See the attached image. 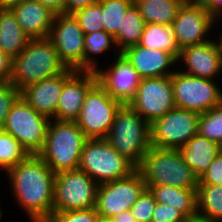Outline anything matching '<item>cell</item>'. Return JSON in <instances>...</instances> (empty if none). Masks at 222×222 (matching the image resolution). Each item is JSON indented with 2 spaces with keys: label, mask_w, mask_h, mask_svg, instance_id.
I'll use <instances>...</instances> for the list:
<instances>
[{
  "label": "cell",
  "mask_w": 222,
  "mask_h": 222,
  "mask_svg": "<svg viewBox=\"0 0 222 222\" xmlns=\"http://www.w3.org/2000/svg\"><path fill=\"white\" fill-rule=\"evenodd\" d=\"M145 189L138 169L125 178L98 184L95 210L99 216L113 218L129 211Z\"/></svg>",
  "instance_id": "8fae6325"
},
{
  "label": "cell",
  "mask_w": 222,
  "mask_h": 222,
  "mask_svg": "<svg viewBox=\"0 0 222 222\" xmlns=\"http://www.w3.org/2000/svg\"><path fill=\"white\" fill-rule=\"evenodd\" d=\"M97 83L95 71L76 70L64 83L53 119L75 121L88 91Z\"/></svg>",
  "instance_id": "d6986e66"
},
{
  "label": "cell",
  "mask_w": 222,
  "mask_h": 222,
  "mask_svg": "<svg viewBox=\"0 0 222 222\" xmlns=\"http://www.w3.org/2000/svg\"><path fill=\"white\" fill-rule=\"evenodd\" d=\"M50 120L20 96L9 111L2 130L13 135L29 154H38L43 149Z\"/></svg>",
  "instance_id": "ba28073f"
},
{
  "label": "cell",
  "mask_w": 222,
  "mask_h": 222,
  "mask_svg": "<svg viewBox=\"0 0 222 222\" xmlns=\"http://www.w3.org/2000/svg\"><path fill=\"white\" fill-rule=\"evenodd\" d=\"M129 105L152 124L175 108L171 76L143 78Z\"/></svg>",
  "instance_id": "9a60e30c"
},
{
  "label": "cell",
  "mask_w": 222,
  "mask_h": 222,
  "mask_svg": "<svg viewBox=\"0 0 222 222\" xmlns=\"http://www.w3.org/2000/svg\"><path fill=\"white\" fill-rule=\"evenodd\" d=\"M179 63L184 67L182 72L204 79L216 80L222 73V56L214 39L181 49Z\"/></svg>",
  "instance_id": "e0dca14e"
},
{
  "label": "cell",
  "mask_w": 222,
  "mask_h": 222,
  "mask_svg": "<svg viewBox=\"0 0 222 222\" xmlns=\"http://www.w3.org/2000/svg\"><path fill=\"white\" fill-rule=\"evenodd\" d=\"M105 139L138 168L151 147V124L129 104L121 105Z\"/></svg>",
  "instance_id": "5b68a950"
},
{
  "label": "cell",
  "mask_w": 222,
  "mask_h": 222,
  "mask_svg": "<svg viewBox=\"0 0 222 222\" xmlns=\"http://www.w3.org/2000/svg\"><path fill=\"white\" fill-rule=\"evenodd\" d=\"M184 222H216V221L211 220V219H207L206 217L196 214L194 216L186 218V220Z\"/></svg>",
  "instance_id": "f6af8a7d"
},
{
  "label": "cell",
  "mask_w": 222,
  "mask_h": 222,
  "mask_svg": "<svg viewBox=\"0 0 222 222\" xmlns=\"http://www.w3.org/2000/svg\"><path fill=\"white\" fill-rule=\"evenodd\" d=\"M111 62L107 68L99 66L95 70L97 82L113 99L122 105L129 104L135 97L142 78L122 53H114Z\"/></svg>",
  "instance_id": "2e32d148"
},
{
  "label": "cell",
  "mask_w": 222,
  "mask_h": 222,
  "mask_svg": "<svg viewBox=\"0 0 222 222\" xmlns=\"http://www.w3.org/2000/svg\"><path fill=\"white\" fill-rule=\"evenodd\" d=\"M84 71H95L98 69V60L95 56L117 50L114 37L104 30L85 34L84 36ZM116 49V51H115ZM93 55V56H92ZM95 58V59H94Z\"/></svg>",
  "instance_id": "83f0119b"
},
{
  "label": "cell",
  "mask_w": 222,
  "mask_h": 222,
  "mask_svg": "<svg viewBox=\"0 0 222 222\" xmlns=\"http://www.w3.org/2000/svg\"><path fill=\"white\" fill-rule=\"evenodd\" d=\"M121 105L97 82L86 94L75 123L88 139L106 138Z\"/></svg>",
  "instance_id": "30bf717a"
},
{
  "label": "cell",
  "mask_w": 222,
  "mask_h": 222,
  "mask_svg": "<svg viewBox=\"0 0 222 222\" xmlns=\"http://www.w3.org/2000/svg\"><path fill=\"white\" fill-rule=\"evenodd\" d=\"M97 222H114L112 218L98 216Z\"/></svg>",
  "instance_id": "7dc6e473"
},
{
  "label": "cell",
  "mask_w": 222,
  "mask_h": 222,
  "mask_svg": "<svg viewBox=\"0 0 222 222\" xmlns=\"http://www.w3.org/2000/svg\"><path fill=\"white\" fill-rule=\"evenodd\" d=\"M158 203L171 206L186 218L197 214V191L173 186H150L148 188Z\"/></svg>",
  "instance_id": "cb8c5ba5"
},
{
  "label": "cell",
  "mask_w": 222,
  "mask_h": 222,
  "mask_svg": "<svg viewBox=\"0 0 222 222\" xmlns=\"http://www.w3.org/2000/svg\"><path fill=\"white\" fill-rule=\"evenodd\" d=\"M19 97L20 91L10 81L0 82V129L4 126L9 111Z\"/></svg>",
  "instance_id": "d590c367"
},
{
  "label": "cell",
  "mask_w": 222,
  "mask_h": 222,
  "mask_svg": "<svg viewBox=\"0 0 222 222\" xmlns=\"http://www.w3.org/2000/svg\"><path fill=\"white\" fill-rule=\"evenodd\" d=\"M218 35H219V37L216 38V39L214 38V40L216 41V44H217L218 49H219V52H220V54L222 56V33H221V36H220V33Z\"/></svg>",
  "instance_id": "bcb514c9"
},
{
  "label": "cell",
  "mask_w": 222,
  "mask_h": 222,
  "mask_svg": "<svg viewBox=\"0 0 222 222\" xmlns=\"http://www.w3.org/2000/svg\"><path fill=\"white\" fill-rule=\"evenodd\" d=\"M25 0H0V9H12Z\"/></svg>",
  "instance_id": "ee69618b"
},
{
  "label": "cell",
  "mask_w": 222,
  "mask_h": 222,
  "mask_svg": "<svg viewBox=\"0 0 222 222\" xmlns=\"http://www.w3.org/2000/svg\"><path fill=\"white\" fill-rule=\"evenodd\" d=\"M156 201L149 189H145L130 209L138 222H151Z\"/></svg>",
  "instance_id": "836d02e7"
},
{
  "label": "cell",
  "mask_w": 222,
  "mask_h": 222,
  "mask_svg": "<svg viewBox=\"0 0 222 222\" xmlns=\"http://www.w3.org/2000/svg\"><path fill=\"white\" fill-rule=\"evenodd\" d=\"M76 70L67 68L63 73L27 85L20 96L38 113L53 119L56 114L63 83Z\"/></svg>",
  "instance_id": "ac0fdd59"
},
{
  "label": "cell",
  "mask_w": 222,
  "mask_h": 222,
  "mask_svg": "<svg viewBox=\"0 0 222 222\" xmlns=\"http://www.w3.org/2000/svg\"><path fill=\"white\" fill-rule=\"evenodd\" d=\"M145 24L138 8L133 4L127 10L119 26L118 34L114 37L120 53L130 46L139 44Z\"/></svg>",
  "instance_id": "4316f807"
},
{
  "label": "cell",
  "mask_w": 222,
  "mask_h": 222,
  "mask_svg": "<svg viewBox=\"0 0 222 222\" xmlns=\"http://www.w3.org/2000/svg\"><path fill=\"white\" fill-rule=\"evenodd\" d=\"M2 217H3V211L2 208L0 207V220H2Z\"/></svg>",
  "instance_id": "c3c4849f"
},
{
  "label": "cell",
  "mask_w": 222,
  "mask_h": 222,
  "mask_svg": "<svg viewBox=\"0 0 222 222\" xmlns=\"http://www.w3.org/2000/svg\"><path fill=\"white\" fill-rule=\"evenodd\" d=\"M29 40L12 9H0V50L12 59L26 48Z\"/></svg>",
  "instance_id": "603a6c76"
},
{
  "label": "cell",
  "mask_w": 222,
  "mask_h": 222,
  "mask_svg": "<svg viewBox=\"0 0 222 222\" xmlns=\"http://www.w3.org/2000/svg\"><path fill=\"white\" fill-rule=\"evenodd\" d=\"M48 8L55 15L65 13L66 0H36Z\"/></svg>",
  "instance_id": "b9f144b4"
},
{
  "label": "cell",
  "mask_w": 222,
  "mask_h": 222,
  "mask_svg": "<svg viewBox=\"0 0 222 222\" xmlns=\"http://www.w3.org/2000/svg\"><path fill=\"white\" fill-rule=\"evenodd\" d=\"M186 0H134L145 23L171 26Z\"/></svg>",
  "instance_id": "d4e9b609"
},
{
  "label": "cell",
  "mask_w": 222,
  "mask_h": 222,
  "mask_svg": "<svg viewBox=\"0 0 222 222\" xmlns=\"http://www.w3.org/2000/svg\"><path fill=\"white\" fill-rule=\"evenodd\" d=\"M84 36L73 14H57L48 38L66 68L84 70Z\"/></svg>",
  "instance_id": "5bb4252c"
},
{
  "label": "cell",
  "mask_w": 222,
  "mask_h": 222,
  "mask_svg": "<svg viewBox=\"0 0 222 222\" xmlns=\"http://www.w3.org/2000/svg\"><path fill=\"white\" fill-rule=\"evenodd\" d=\"M66 69L48 37L30 39L26 48L12 58L10 82L20 91L29 84L61 74Z\"/></svg>",
  "instance_id": "7a4b0ae2"
},
{
  "label": "cell",
  "mask_w": 222,
  "mask_h": 222,
  "mask_svg": "<svg viewBox=\"0 0 222 222\" xmlns=\"http://www.w3.org/2000/svg\"><path fill=\"white\" fill-rule=\"evenodd\" d=\"M98 184L83 170L56 173L53 212L95 208Z\"/></svg>",
  "instance_id": "9c48e42d"
},
{
  "label": "cell",
  "mask_w": 222,
  "mask_h": 222,
  "mask_svg": "<svg viewBox=\"0 0 222 222\" xmlns=\"http://www.w3.org/2000/svg\"><path fill=\"white\" fill-rule=\"evenodd\" d=\"M216 20L198 0H186L171 24L180 49L212 40ZM210 34V37H209ZM210 39H209V38Z\"/></svg>",
  "instance_id": "4fadbf2b"
},
{
  "label": "cell",
  "mask_w": 222,
  "mask_h": 222,
  "mask_svg": "<svg viewBox=\"0 0 222 222\" xmlns=\"http://www.w3.org/2000/svg\"><path fill=\"white\" fill-rule=\"evenodd\" d=\"M87 139L75 121L51 119L43 149L38 155L55 174L78 169Z\"/></svg>",
  "instance_id": "3957f363"
},
{
  "label": "cell",
  "mask_w": 222,
  "mask_h": 222,
  "mask_svg": "<svg viewBox=\"0 0 222 222\" xmlns=\"http://www.w3.org/2000/svg\"><path fill=\"white\" fill-rule=\"evenodd\" d=\"M139 45L171 53L176 59L181 51L171 26L164 24H145Z\"/></svg>",
  "instance_id": "484cf974"
},
{
  "label": "cell",
  "mask_w": 222,
  "mask_h": 222,
  "mask_svg": "<svg viewBox=\"0 0 222 222\" xmlns=\"http://www.w3.org/2000/svg\"><path fill=\"white\" fill-rule=\"evenodd\" d=\"M95 208L53 212L45 222H97Z\"/></svg>",
  "instance_id": "e575fe53"
},
{
  "label": "cell",
  "mask_w": 222,
  "mask_h": 222,
  "mask_svg": "<svg viewBox=\"0 0 222 222\" xmlns=\"http://www.w3.org/2000/svg\"><path fill=\"white\" fill-rule=\"evenodd\" d=\"M121 53L142 79L171 76L175 72L174 66L178 65L177 59L171 53L145 48L139 44L130 46Z\"/></svg>",
  "instance_id": "ffe728a7"
},
{
  "label": "cell",
  "mask_w": 222,
  "mask_h": 222,
  "mask_svg": "<svg viewBox=\"0 0 222 222\" xmlns=\"http://www.w3.org/2000/svg\"><path fill=\"white\" fill-rule=\"evenodd\" d=\"M198 134L222 145V102L199 115Z\"/></svg>",
  "instance_id": "1f68e13d"
},
{
  "label": "cell",
  "mask_w": 222,
  "mask_h": 222,
  "mask_svg": "<svg viewBox=\"0 0 222 222\" xmlns=\"http://www.w3.org/2000/svg\"><path fill=\"white\" fill-rule=\"evenodd\" d=\"M204 4L205 9L216 20V23L222 21V0H198Z\"/></svg>",
  "instance_id": "f35d334b"
},
{
  "label": "cell",
  "mask_w": 222,
  "mask_h": 222,
  "mask_svg": "<svg viewBox=\"0 0 222 222\" xmlns=\"http://www.w3.org/2000/svg\"><path fill=\"white\" fill-rule=\"evenodd\" d=\"M197 214L222 222V186L198 185Z\"/></svg>",
  "instance_id": "f1b7e54d"
},
{
  "label": "cell",
  "mask_w": 222,
  "mask_h": 222,
  "mask_svg": "<svg viewBox=\"0 0 222 222\" xmlns=\"http://www.w3.org/2000/svg\"><path fill=\"white\" fill-rule=\"evenodd\" d=\"M199 113L173 108L151 124V146L179 149L198 134Z\"/></svg>",
  "instance_id": "7c38bea8"
},
{
  "label": "cell",
  "mask_w": 222,
  "mask_h": 222,
  "mask_svg": "<svg viewBox=\"0 0 222 222\" xmlns=\"http://www.w3.org/2000/svg\"><path fill=\"white\" fill-rule=\"evenodd\" d=\"M137 169L147 189L150 186L165 185L198 190L199 179L184 162L178 149L151 146Z\"/></svg>",
  "instance_id": "277c9868"
},
{
  "label": "cell",
  "mask_w": 222,
  "mask_h": 222,
  "mask_svg": "<svg viewBox=\"0 0 222 222\" xmlns=\"http://www.w3.org/2000/svg\"><path fill=\"white\" fill-rule=\"evenodd\" d=\"M198 185L222 186V153L219 152L205 174L199 179Z\"/></svg>",
  "instance_id": "74e56055"
},
{
  "label": "cell",
  "mask_w": 222,
  "mask_h": 222,
  "mask_svg": "<svg viewBox=\"0 0 222 222\" xmlns=\"http://www.w3.org/2000/svg\"><path fill=\"white\" fill-rule=\"evenodd\" d=\"M186 217L177 209L156 202L151 222H184Z\"/></svg>",
  "instance_id": "8d00e7d4"
},
{
  "label": "cell",
  "mask_w": 222,
  "mask_h": 222,
  "mask_svg": "<svg viewBox=\"0 0 222 222\" xmlns=\"http://www.w3.org/2000/svg\"><path fill=\"white\" fill-rule=\"evenodd\" d=\"M102 9L104 31L115 37L127 10L134 0H99Z\"/></svg>",
  "instance_id": "4dcf8cb0"
},
{
  "label": "cell",
  "mask_w": 222,
  "mask_h": 222,
  "mask_svg": "<svg viewBox=\"0 0 222 222\" xmlns=\"http://www.w3.org/2000/svg\"><path fill=\"white\" fill-rule=\"evenodd\" d=\"M99 0H66L65 2V13L72 14L76 10L85 8L89 5L98 3Z\"/></svg>",
  "instance_id": "60d3db41"
},
{
  "label": "cell",
  "mask_w": 222,
  "mask_h": 222,
  "mask_svg": "<svg viewBox=\"0 0 222 222\" xmlns=\"http://www.w3.org/2000/svg\"><path fill=\"white\" fill-rule=\"evenodd\" d=\"M180 67V70H179ZM171 75L175 106L202 114L222 102V88L216 80L204 79L181 71Z\"/></svg>",
  "instance_id": "52a82bcc"
},
{
  "label": "cell",
  "mask_w": 222,
  "mask_h": 222,
  "mask_svg": "<svg viewBox=\"0 0 222 222\" xmlns=\"http://www.w3.org/2000/svg\"><path fill=\"white\" fill-rule=\"evenodd\" d=\"M29 152L11 134L0 129V169L5 173L22 162Z\"/></svg>",
  "instance_id": "f546056e"
},
{
  "label": "cell",
  "mask_w": 222,
  "mask_h": 222,
  "mask_svg": "<svg viewBox=\"0 0 222 222\" xmlns=\"http://www.w3.org/2000/svg\"><path fill=\"white\" fill-rule=\"evenodd\" d=\"M12 59L0 50V82L10 81Z\"/></svg>",
  "instance_id": "ab89813d"
},
{
  "label": "cell",
  "mask_w": 222,
  "mask_h": 222,
  "mask_svg": "<svg viewBox=\"0 0 222 222\" xmlns=\"http://www.w3.org/2000/svg\"><path fill=\"white\" fill-rule=\"evenodd\" d=\"M220 145L199 134L193 136L179 152L184 162L193 170L194 175L200 179L215 156L220 152Z\"/></svg>",
  "instance_id": "7402d4cb"
},
{
  "label": "cell",
  "mask_w": 222,
  "mask_h": 222,
  "mask_svg": "<svg viewBox=\"0 0 222 222\" xmlns=\"http://www.w3.org/2000/svg\"><path fill=\"white\" fill-rule=\"evenodd\" d=\"M24 33L30 39L47 38L55 14L36 0H25L12 8Z\"/></svg>",
  "instance_id": "44dd1931"
},
{
  "label": "cell",
  "mask_w": 222,
  "mask_h": 222,
  "mask_svg": "<svg viewBox=\"0 0 222 222\" xmlns=\"http://www.w3.org/2000/svg\"><path fill=\"white\" fill-rule=\"evenodd\" d=\"M112 219L114 222H135L136 221L130 210L123 212L119 215H116Z\"/></svg>",
  "instance_id": "7bdbcfd3"
},
{
  "label": "cell",
  "mask_w": 222,
  "mask_h": 222,
  "mask_svg": "<svg viewBox=\"0 0 222 222\" xmlns=\"http://www.w3.org/2000/svg\"><path fill=\"white\" fill-rule=\"evenodd\" d=\"M5 174L12 197L27 213L30 222H45L53 213L56 174L38 154H29Z\"/></svg>",
  "instance_id": "6da1fadb"
},
{
  "label": "cell",
  "mask_w": 222,
  "mask_h": 222,
  "mask_svg": "<svg viewBox=\"0 0 222 222\" xmlns=\"http://www.w3.org/2000/svg\"><path fill=\"white\" fill-rule=\"evenodd\" d=\"M79 169L97 184L125 178L137 168L119 154L105 138L87 139L84 143Z\"/></svg>",
  "instance_id": "8992f818"
},
{
  "label": "cell",
  "mask_w": 222,
  "mask_h": 222,
  "mask_svg": "<svg viewBox=\"0 0 222 222\" xmlns=\"http://www.w3.org/2000/svg\"><path fill=\"white\" fill-rule=\"evenodd\" d=\"M84 34L104 30L101 3H95L72 13Z\"/></svg>",
  "instance_id": "d6a6232c"
}]
</instances>
